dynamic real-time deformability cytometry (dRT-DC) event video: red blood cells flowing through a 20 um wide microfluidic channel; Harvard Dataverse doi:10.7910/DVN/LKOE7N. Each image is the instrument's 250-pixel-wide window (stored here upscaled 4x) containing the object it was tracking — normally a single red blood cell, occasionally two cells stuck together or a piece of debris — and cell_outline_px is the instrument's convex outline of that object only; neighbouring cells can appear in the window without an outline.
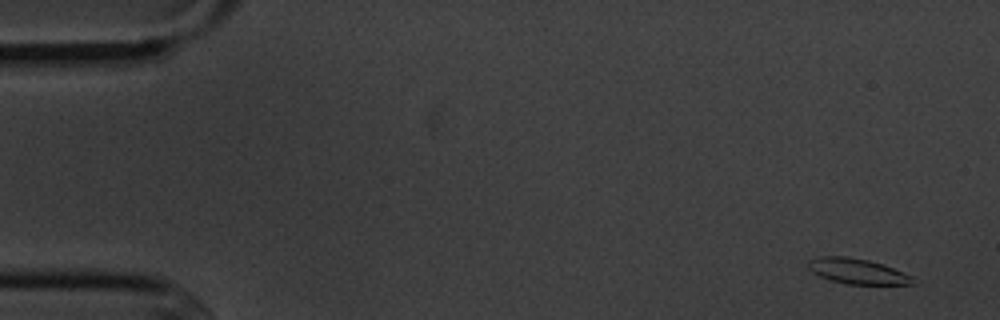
{"species": "common noctule bat (a hibernating species)", "species_latin": "Nyctalus noctula", "temperature_condition": "cold", "stored_images_in_passage": 7, "camera_frame_rate_fps": 3000, "um_per_image_px": 0.085, "animal": {"sex": "male", "body_mass_g": 20.1, "forearm_length_mm": 53.5}, "frame": {"image": 1, "passage_image": 1, "time_ms": 0.0, "image_size_px": [1000, 320], "cell_outline_px": [[916, 284], [848, 284], [828, 280], [812, 272], [808, 268], [808, 260], [816, 256], [848, 256], [868, 260], [884, 264], [916, 276]], "centroid_in_image_um": [72.92, 23.05], "position_along_channel_um": 12.1, "area_um2": 15.9}}
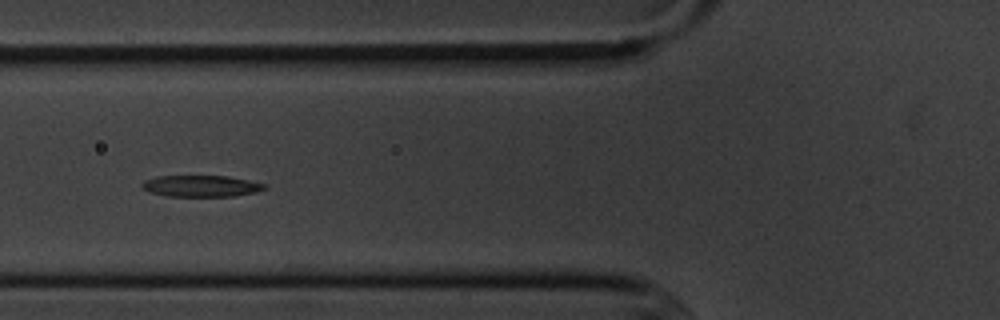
{"frame": {"image": 2, "passage_image": 6, "time_ms": 6.0, "image_size_px": [1000, 320], "cell_outline_px": [[268, 188], [256, 192], [236, 196], [168, 196], [148, 192], [140, 184], [144, 180], [156, 176], [228, 176], [268, 184]], "centroid_in_image_um": [17.12, 15.81], "position_along_channel_um": 108.7, "area_um2": 15.43}}
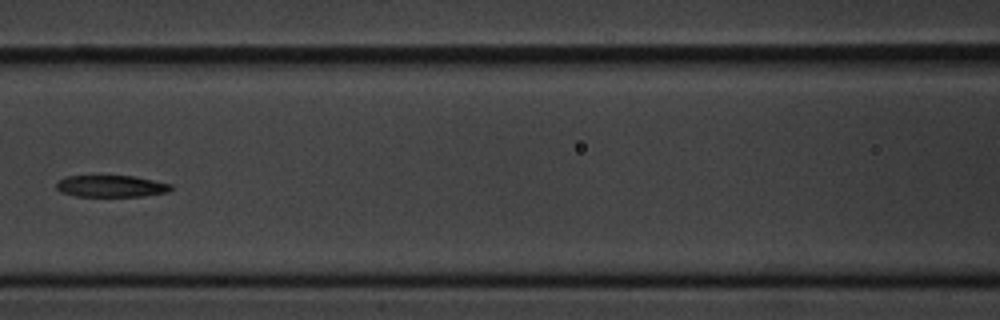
{"frame": {"image": 3, "passage_image": 7, "time_ms": 7.333, "image_size_px": [1000, 320], "cell_outline_px": [[172, 188], [168, 192], [144, 196], [76, 196], [60, 192], [56, 188], [56, 180], [64, 176], [132, 176], [172, 184]], "centroid_in_image_um": [9.4, 15.82], "position_along_channel_um": 157.2, "area_um2": 14.57}}